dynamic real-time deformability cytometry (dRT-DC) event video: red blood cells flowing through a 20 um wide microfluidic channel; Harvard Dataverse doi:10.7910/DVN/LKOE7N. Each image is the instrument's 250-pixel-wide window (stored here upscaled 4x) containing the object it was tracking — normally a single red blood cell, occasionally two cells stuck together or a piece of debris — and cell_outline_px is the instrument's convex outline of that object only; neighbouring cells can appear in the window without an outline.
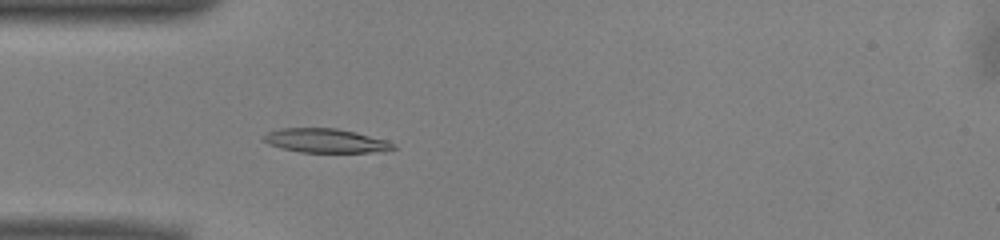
{"species": "common noctule bat (a hibernating species)", "species_latin": "Nyctalus noctula", "temperature_condition": "warm", "stored_images_in_passage": 50, "camera_frame_rate_fps": 3000, "um_per_image_px": 0.085, "animal": {"sex": "male", "body_mass_g": 13.0, "forearm_length_mm": 53.1}, "frame": {"image": 1, "passage_image": 14, "time_ms": 4.333, "image_size_px": [1000, 240], "cell_outline_px": [[396, 148], [372, 152], [300, 152], [280, 148], [268, 144], [260, 140], [260, 136], [268, 132], [280, 128], [336, 128], [356, 132], [388, 140], [396, 144]], "centroid_in_image_um": [27.62, 11.95], "position_along_channel_um": 57.4, "area_um2": 18.38}}
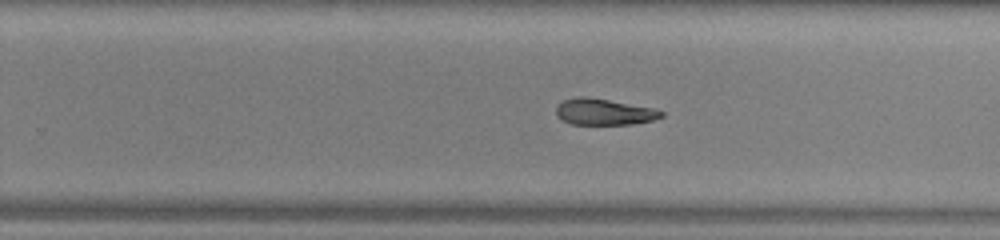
{"frame": {"image": 2, "passage_image": 31, "time_ms": 10.0, "image_size_px": [1000, 240], "cell_outline_px": [[664, 116], [652, 120], [632, 124], [572, 124], [556, 116], [556, 104], [564, 100], [580, 96], [584, 96], [656, 108], [664, 112]], "centroid_in_image_um": [51.35, 9.5], "position_along_channel_um": 278.5, "area_um2": 16.07}}
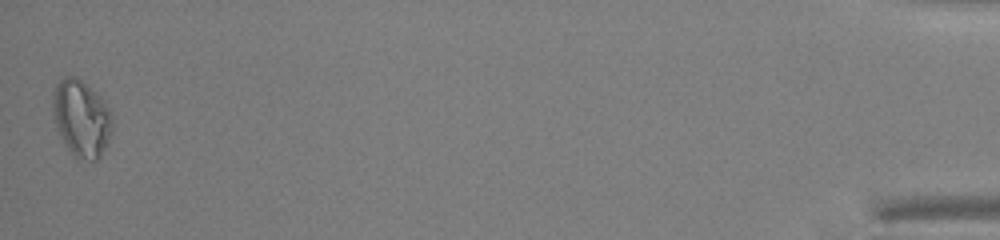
{"frame": {"image": 3, "passage_image": 50, "time_ms": 16.333, "image_size_px": [1000, 240], "cell_outline_px": [[112, 136], [100, 156], [96, 160], [92, 160], [76, 156], [68, 148], [60, 136], [56, 128], [52, 108], [52, 96], [56, 84], [64, 76], [76, 76], [96, 92], [100, 96], [108, 108], [112, 116]], "centroid_in_image_um": [6.92, 10.03], "position_along_channel_um": 428.3, "area_um2": 26.53}}